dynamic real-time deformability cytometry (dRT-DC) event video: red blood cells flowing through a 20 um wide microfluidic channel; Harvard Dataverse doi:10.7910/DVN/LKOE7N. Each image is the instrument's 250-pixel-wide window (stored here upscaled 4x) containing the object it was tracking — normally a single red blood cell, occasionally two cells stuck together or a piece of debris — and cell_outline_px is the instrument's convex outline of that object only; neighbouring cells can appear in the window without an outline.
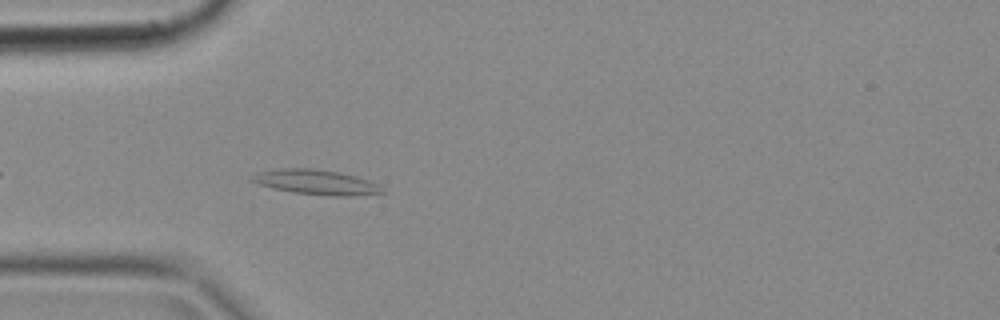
{"species": "common noctule bat (a hibernating species)", "species_latin": "Nyctalus noctula", "temperature_condition": "cold", "stored_images_in_passage": 30, "camera_frame_rate_fps": 3000, "um_per_image_px": 0.085, "animal": {"sex": "female", "body_mass_g": 18.4}, "frame": {"image": 1, "passage_image": 5, "time_ms": 1.333, "image_size_px": [1000, 320], "cell_outline_px": [[388, 192], [348, 196], [332, 196], [292, 192], [272, 188], [248, 180], [256, 172], [280, 168], [312, 168], [336, 172], [356, 176], [380, 184]], "centroid_in_image_um": [26.88, 15.48], "position_along_channel_um": 58.1, "area_um2": 18.96}}
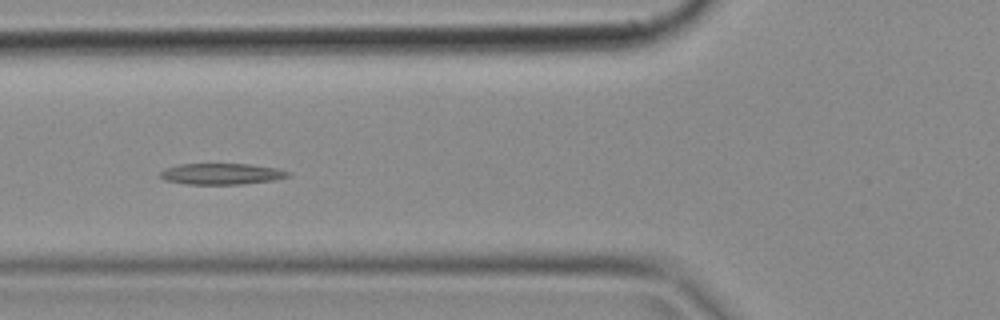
{"frame": {"image": 2, "passage_image": 9, "time_ms": 2.667, "image_size_px": [1000, 320], "cell_outline_px": [[288, 176], [276, 180], [244, 184], [188, 184], [164, 180], [160, 176], [160, 172], [164, 168], [180, 164], [248, 164], [276, 168], [288, 172]], "centroid_in_image_um": [18.79, 14.78], "position_along_channel_um": 107.0, "area_um2": 15.66}}